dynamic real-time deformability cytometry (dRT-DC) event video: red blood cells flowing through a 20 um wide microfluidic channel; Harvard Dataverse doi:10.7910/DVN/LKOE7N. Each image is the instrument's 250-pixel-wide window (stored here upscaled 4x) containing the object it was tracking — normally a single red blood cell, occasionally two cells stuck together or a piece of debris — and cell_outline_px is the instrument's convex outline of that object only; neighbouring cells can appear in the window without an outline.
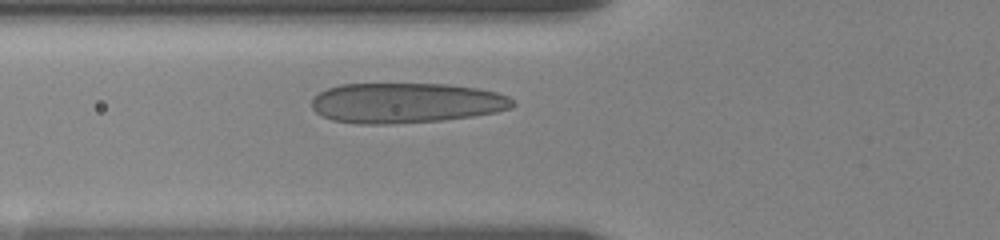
{"species": "human", "species_latin": "Homo sapiens", "temperature_condition": "room temperature", "stored_images_in_passage": 5, "camera_frame_rate_fps": 3000, "um_per_image_px": 0.085, "donor": {"sex": "female"}, "frame": {"image": 1, "passage_image": 5, "time_ms": 3.0, "image_size_px": [1000, 240], "cell_outline_px": [[516, 104], [512, 108], [496, 112], [472, 116], [440, 120], [388, 124], [360, 124], [332, 120], [316, 112], [312, 108], [312, 96], [328, 88], [340, 84], [448, 84], [476, 88], [496, 92], [508, 96], [516, 100]], "centroid_in_image_um": [34.52, 8.74], "position_along_channel_um": 91.3, "area_um2": 47.16}}